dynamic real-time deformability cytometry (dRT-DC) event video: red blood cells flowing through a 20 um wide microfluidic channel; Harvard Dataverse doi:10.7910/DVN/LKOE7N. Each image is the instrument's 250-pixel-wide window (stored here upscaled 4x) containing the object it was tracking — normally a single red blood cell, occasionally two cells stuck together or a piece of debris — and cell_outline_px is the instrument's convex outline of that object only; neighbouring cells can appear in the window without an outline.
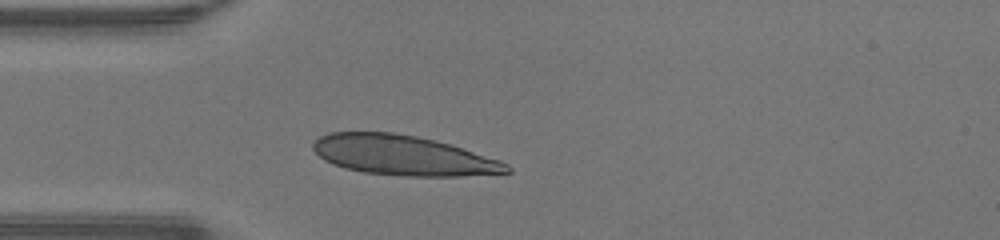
{"species": "human", "species_latin": "Homo sapiens", "temperature_condition": "warm", "stored_images_in_passage": 28, "camera_frame_rate_fps": 3000, "um_per_image_px": 0.085, "donor": {"sex": "male"}, "frame": {"image": 1, "passage_image": 1, "time_ms": 0.0, "image_size_px": [1000, 240], "cell_outline_px": [[512, 172], [460, 176], [404, 176], [364, 172], [344, 168], [332, 164], [324, 160], [312, 148], [312, 144], [320, 136], [328, 132], [392, 132], [416, 136], [436, 140], [500, 160], [508, 164], [512, 168]], "centroid_in_image_um": [34.25, 13.2], "position_along_channel_um": 50.7, "area_um2": 44.97}}
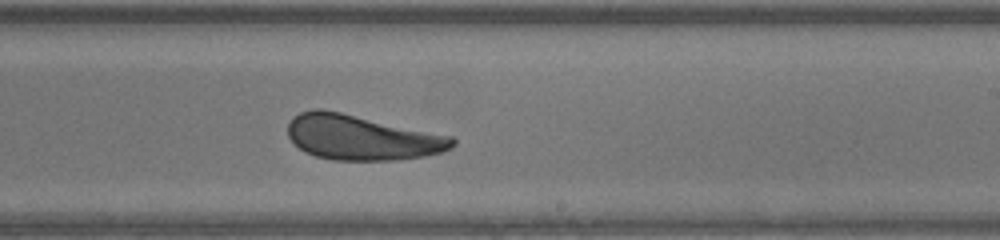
{"frame": {"image": 2, "passage_image": 16, "time_ms": 5.0, "image_size_px": [1000, 240], "cell_outline_px": [[456, 144], [452, 148], [444, 152], [424, 156], [396, 160], [332, 160], [316, 156], [304, 152], [288, 136], [288, 124], [292, 116], [300, 112], [312, 108], [320, 108], [340, 112], [452, 136], [456, 140]], "centroid_in_image_um": [30.74, 11.68], "position_along_channel_um": 258.3, "area_um2": 43.29}}
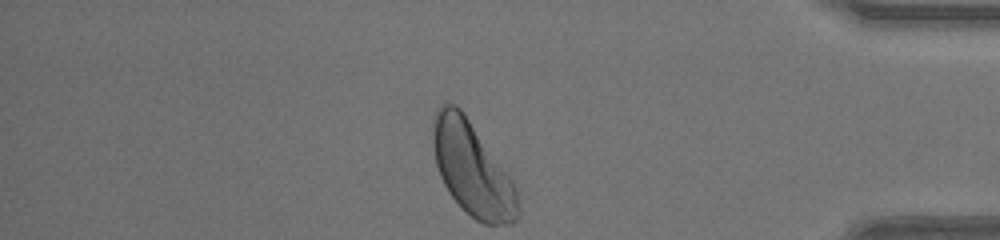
{"frame": {"image": 3, "passage_image": 28, "time_ms": 9.0, "image_size_px": [1000, 240], "cell_outline_px": [[516, 220], [512, 224], [484, 224], [476, 220], [448, 192], [440, 176], [436, 164], [432, 144], [432, 124], [436, 108], [440, 104], [456, 104], [464, 112], [512, 180], [516, 188]], "centroid_in_image_um": [40.08, 14.31], "position_along_channel_um": 395.1, "area_um2": 45.6}, "authors_computed_cell_mechanics": {"area_um2": 43.4656, "velocity_mm_per_s": 4.3085, "shape_relaxation_time_tau1_ms": 4.1681, "shape_relaxation_time_tau2_ms": null, "deformation_change_tau1": 0.139, "deformation_change_tau2": null}}